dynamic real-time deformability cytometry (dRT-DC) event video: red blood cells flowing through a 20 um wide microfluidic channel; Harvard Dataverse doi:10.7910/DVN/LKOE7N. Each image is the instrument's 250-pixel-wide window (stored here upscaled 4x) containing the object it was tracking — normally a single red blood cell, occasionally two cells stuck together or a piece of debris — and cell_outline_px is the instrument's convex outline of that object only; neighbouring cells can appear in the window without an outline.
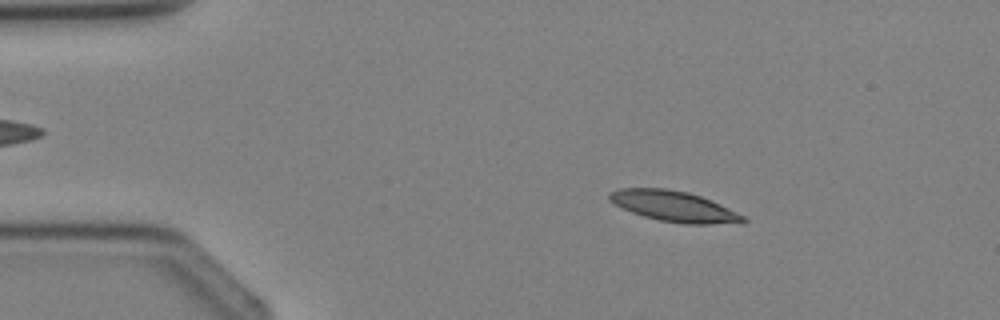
{"species": "Egyptian fruit bat (a non-hibernating species)", "species_latin": "Rousettus aegyptiacus", "temperature_condition": "cold", "stored_images_in_passage": 2, "camera_frame_rate_fps": 3000, "um_per_image_px": 0.085, "animal": {"sex": "female"}, "frame": {"image": 1, "passage_image": 1, "time_ms": 0.0, "image_size_px": [1000, 320], "cell_outline_px": [[748, 220], [712, 224], [684, 224], [660, 220], [644, 216], [632, 212], [608, 200], [608, 192], [620, 188], [664, 188], [688, 192], [700, 196], [720, 204], [744, 216]], "centroid_in_image_um": [57.22, 17.52], "position_along_channel_um": 27.8, "area_um2": 23.41}}